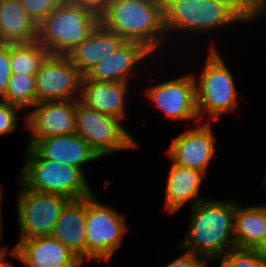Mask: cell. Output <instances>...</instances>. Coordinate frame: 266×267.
I'll list each match as a JSON object with an SVG mask.
<instances>
[{"mask_svg":"<svg viewBox=\"0 0 266 267\" xmlns=\"http://www.w3.org/2000/svg\"><path fill=\"white\" fill-rule=\"evenodd\" d=\"M235 200L204 199L191 207V219L181 250L207 263L235 249Z\"/></svg>","mask_w":266,"mask_h":267,"instance_id":"1","label":"cell"},{"mask_svg":"<svg viewBox=\"0 0 266 267\" xmlns=\"http://www.w3.org/2000/svg\"><path fill=\"white\" fill-rule=\"evenodd\" d=\"M99 23L125 41L143 44L155 53L167 36L163 2L159 0H112Z\"/></svg>","mask_w":266,"mask_h":267,"instance_id":"2","label":"cell"},{"mask_svg":"<svg viewBox=\"0 0 266 267\" xmlns=\"http://www.w3.org/2000/svg\"><path fill=\"white\" fill-rule=\"evenodd\" d=\"M98 24V15L64 0L37 25V41L50 55L67 56Z\"/></svg>","mask_w":266,"mask_h":267,"instance_id":"3","label":"cell"},{"mask_svg":"<svg viewBox=\"0 0 266 267\" xmlns=\"http://www.w3.org/2000/svg\"><path fill=\"white\" fill-rule=\"evenodd\" d=\"M25 154L19 181L27 189L61 195L69 200L94 194L81 169L42 158L31 146H27Z\"/></svg>","mask_w":266,"mask_h":267,"instance_id":"4","label":"cell"},{"mask_svg":"<svg viewBox=\"0 0 266 267\" xmlns=\"http://www.w3.org/2000/svg\"><path fill=\"white\" fill-rule=\"evenodd\" d=\"M214 46L209 49L201 77L193 75L200 124L204 115H208L207 122H212L222 114L234 112L238 104L233 74Z\"/></svg>","mask_w":266,"mask_h":267,"instance_id":"5","label":"cell"},{"mask_svg":"<svg viewBox=\"0 0 266 267\" xmlns=\"http://www.w3.org/2000/svg\"><path fill=\"white\" fill-rule=\"evenodd\" d=\"M166 34L189 31L204 33L221 29L234 22H243L231 9L218 0H165L163 2ZM169 32V33H167Z\"/></svg>","mask_w":266,"mask_h":267,"instance_id":"6","label":"cell"},{"mask_svg":"<svg viewBox=\"0 0 266 267\" xmlns=\"http://www.w3.org/2000/svg\"><path fill=\"white\" fill-rule=\"evenodd\" d=\"M116 209L87 197L85 260L108 261L123 243L127 223Z\"/></svg>","mask_w":266,"mask_h":267,"instance_id":"7","label":"cell"},{"mask_svg":"<svg viewBox=\"0 0 266 267\" xmlns=\"http://www.w3.org/2000/svg\"><path fill=\"white\" fill-rule=\"evenodd\" d=\"M120 122L119 119L76 100L75 133L82 137L100 158L114 155L113 153H119L121 150L137 149V141Z\"/></svg>","mask_w":266,"mask_h":267,"instance_id":"8","label":"cell"},{"mask_svg":"<svg viewBox=\"0 0 266 267\" xmlns=\"http://www.w3.org/2000/svg\"><path fill=\"white\" fill-rule=\"evenodd\" d=\"M17 200L20 239L51 236L68 198L27 189L21 183Z\"/></svg>","mask_w":266,"mask_h":267,"instance_id":"9","label":"cell"},{"mask_svg":"<svg viewBox=\"0 0 266 267\" xmlns=\"http://www.w3.org/2000/svg\"><path fill=\"white\" fill-rule=\"evenodd\" d=\"M82 78L67 56L49 54L35 75L36 103L79 100Z\"/></svg>","mask_w":266,"mask_h":267,"instance_id":"10","label":"cell"},{"mask_svg":"<svg viewBox=\"0 0 266 267\" xmlns=\"http://www.w3.org/2000/svg\"><path fill=\"white\" fill-rule=\"evenodd\" d=\"M148 99L171 120L199 122L192 73L147 88Z\"/></svg>","mask_w":266,"mask_h":267,"instance_id":"11","label":"cell"},{"mask_svg":"<svg viewBox=\"0 0 266 267\" xmlns=\"http://www.w3.org/2000/svg\"><path fill=\"white\" fill-rule=\"evenodd\" d=\"M25 115V126L32 133L27 146L39 139L57 135H70L76 131V100L38 102Z\"/></svg>","mask_w":266,"mask_h":267,"instance_id":"12","label":"cell"},{"mask_svg":"<svg viewBox=\"0 0 266 267\" xmlns=\"http://www.w3.org/2000/svg\"><path fill=\"white\" fill-rule=\"evenodd\" d=\"M212 122H204L192 129H187L176 138L166 152L173 163L195 169L206 175L208 166L215 152Z\"/></svg>","mask_w":266,"mask_h":267,"instance_id":"13","label":"cell"},{"mask_svg":"<svg viewBox=\"0 0 266 267\" xmlns=\"http://www.w3.org/2000/svg\"><path fill=\"white\" fill-rule=\"evenodd\" d=\"M11 256L27 267H81L83 261L52 236L19 239Z\"/></svg>","mask_w":266,"mask_h":267,"instance_id":"14","label":"cell"},{"mask_svg":"<svg viewBox=\"0 0 266 267\" xmlns=\"http://www.w3.org/2000/svg\"><path fill=\"white\" fill-rule=\"evenodd\" d=\"M151 53L141 43L124 40L111 55L101 59L84 77L92 81L128 83L135 67L150 58L153 55Z\"/></svg>","mask_w":266,"mask_h":267,"instance_id":"15","label":"cell"},{"mask_svg":"<svg viewBox=\"0 0 266 267\" xmlns=\"http://www.w3.org/2000/svg\"><path fill=\"white\" fill-rule=\"evenodd\" d=\"M32 148L42 158L79 168L83 172L84 164L100 159L91 146L76 133L39 139Z\"/></svg>","mask_w":266,"mask_h":267,"instance_id":"16","label":"cell"},{"mask_svg":"<svg viewBox=\"0 0 266 267\" xmlns=\"http://www.w3.org/2000/svg\"><path fill=\"white\" fill-rule=\"evenodd\" d=\"M128 87L129 83L125 82L92 81L83 76L79 101L122 121L126 116L125 100Z\"/></svg>","mask_w":266,"mask_h":267,"instance_id":"17","label":"cell"},{"mask_svg":"<svg viewBox=\"0 0 266 267\" xmlns=\"http://www.w3.org/2000/svg\"><path fill=\"white\" fill-rule=\"evenodd\" d=\"M87 197L70 200L63 208L51 236L85 260Z\"/></svg>","mask_w":266,"mask_h":267,"instance_id":"18","label":"cell"},{"mask_svg":"<svg viewBox=\"0 0 266 267\" xmlns=\"http://www.w3.org/2000/svg\"><path fill=\"white\" fill-rule=\"evenodd\" d=\"M204 173L177 165L171 161V167L165 188V210L173 214L187 202L193 207L204 200L199 196Z\"/></svg>","mask_w":266,"mask_h":267,"instance_id":"19","label":"cell"},{"mask_svg":"<svg viewBox=\"0 0 266 267\" xmlns=\"http://www.w3.org/2000/svg\"><path fill=\"white\" fill-rule=\"evenodd\" d=\"M124 40L100 23L90 35L67 55L68 59L84 76L104 57L111 55Z\"/></svg>","mask_w":266,"mask_h":267,"instance_id":"20","label":"cell"},{"mask_svg":"<svg viewBox=\"0 0 266 267\" xmlns=\"http://www.w3.org/2000/svg\"><path fill=\"white\" fill-rule=\"evenodd\" d=\"M266 235V206H242L236 202L234 215L235 248L257 250Z\"/></svg>","mask_w":266,"mask_h":267,"instance_id":"21","label":"cell"},{"mask_svg":"<svg viewBox=\"0 0 266 267\" xmlns=\"http://www.w3.org/2000/svg\"><path fill=\"white\" fill-rule=\"evenodd\" d=\"M37 41V24L23 10L19 0H0V43Z\"/></svg>","mask_w":266,"mask_h":267,"instance_id":"22","label":"cell"},{"mask_svg":"<svg viewBox=\"0 0 266 267\" xmlns=\"http://www.w3.org/2000/svg\"><path fill=\"white\" fill-rule=\"evenodd\" d=\"M49 52L38 42L10 44L12 73L36 75Z\"/></svg>","mask_w":266,"mask_h":267,"instance_id":"23","label":"cell"},{"mask_svg":"<svg viewBox=\"0 0 266 267\" xmlns=\"http://www.w3.org/2000/svg\"><path fill=\"white\" fill-rule=\"evenodd\" d=\"M23 108L36 104L35 75L12 73L5 95L0 99Z\"/></svg>","mask_w":266,"mask_h":267,"instance_id":"24","label":"cell"},{"mask_svg":"<svg viewBox=\"0 0 266 267\" xmlns=\"http://www.w3.org/2000/svg\"><path fill=\"white\" fill-rule=\"evenodd\" d=\"M219 267H266V258L257 250L233 249L214 261H219Z\"/></svg>","mask_w":266,"mask_h":267,"instance_id":"25","label":"cell"},{"mask_svg":"<svg viewBox=\"0 0 266 267\" xmlns=\"http://www.w3.org/2000/svg\"><path fill=\"white\" fill-rule=\"evenodd\" d=\"M231 9L242 21L264 17L266 0H218Z\"/></svg>","mask_w":266,"mask_h":267,"instance_id":"26","label":"cell"},{"mask_svg":"<svg viewBox=\"0 0 266 267\" xmlns=\"http://www.w3.org/2000/svg\"><path fill=\"white\" fill-rule=\"evenodd\" d=\"M64 0H19L28 17L37 25Z\"/></svg>","mask_w":266,"mask_h":267,"instance_id":"27","label":"cell"},{"mask_svg":"<svg viewBox=\"0 0 266 267\" xmlns=\"http://www.w3.org/2000/svg\"><path fill=\"white\" fill-rule=\"evenodd\" d=\"M22 111L16 105L0 100V136L13 133L18 124L17 112Z\"/></svg>","mask_w":266,"mask_h":267,"instance_id":"28","label":"cell"},{"mask_svg":"<svg viewBox=\"0 0 266 267\" xmlns=\"http://www.w3.org/2000/svg\"><path fill=\"white\" fill-rule=\"evenodd\" d=\"M11 74L10 44L0 43V99L5 95Z\"/></svg>","mask_w":266,"mask_h":267,"instance_id":"29","label":"cell"},{"mask_svg":"<svg viewBox=\"0 0 266 267\" xmlns=\"http://www.w3.org/2000/svg\"><path fill=\"white\" fill-rule=\"evenodd\" d=\"M165 267H208V263L203 258L184 251V254L169 262Z\"/></svg>","mask_w":266,"mask_h":267,"instance_id":"30","label":"cell"},{"mask_svg":"<svg viewBox=\"0 0 266 267\" xmlns=\"http://www.w3.org/2000/svg\"><path fill=\"white\" fill-rule=\"evenodd\" d=\"M77 5L88 8L90 11L100 16L108 7L112 0H69Z\"/></svg>","mask_w":266,"mask_h":267,"instance_id":"31","label":"cell"},{"mask_svg":"<svg viewBox=\"0 0 266 267\" xmlns=\"http://www.w3.org/2000/svg\"><path fill=\"white\" fill-rule=\"evenodd\" d=\"M257 252L266 258V235L262 245L257 249Z\"/></svg>","mask_w":266,"mask_h":267,"instance_id":"32","label":"cell"},{"mask_svg":"<svg viewBox=\"0 0 266 267\" xmlns=\"http://www.w3.org/2000/svg\"><path fill=\"white\" fill-rule=\"evenodd\" d=\"M0 188H1V186H0ZM1 203H2V192H1V189H0V238H1L2 232H3L2 231V228H3L2 225L3 224H2V212H1V209H2L1 206L2 205H1Z\"/></svg>","mask_w":266,"mask_h":267,"instance_id":"33","label":"cell"},{"mask_svg":"<svg viewBox=\"0 0 266 267\" xmlns=\"http://www.w3.org/2000/svg\"><path fill=\"white\" fill-rule=\"evenodd\" d=\"M6 255L0 260V267H14L13 263L5 260Z\"/></svg>","mask_w":266,"mask_h":267,"instance_id":"34","label":"cell"}]
</instances>
